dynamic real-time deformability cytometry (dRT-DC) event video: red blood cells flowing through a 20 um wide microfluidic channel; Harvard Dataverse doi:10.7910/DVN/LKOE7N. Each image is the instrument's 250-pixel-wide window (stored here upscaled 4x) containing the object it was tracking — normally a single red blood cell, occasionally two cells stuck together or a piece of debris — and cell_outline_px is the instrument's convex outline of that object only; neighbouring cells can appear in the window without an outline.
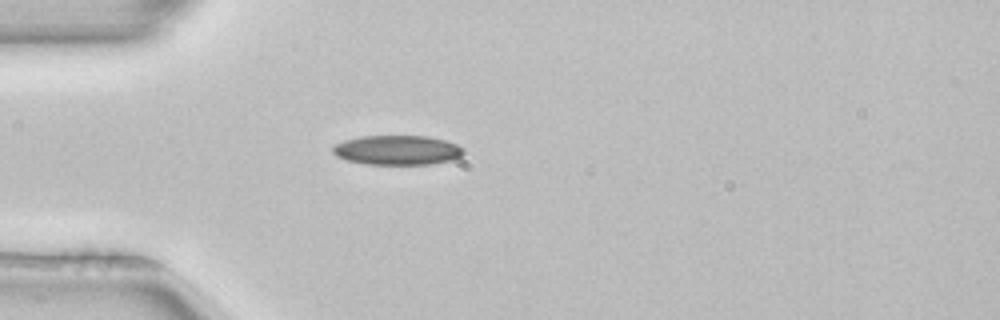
{"species": "common noctule bat (a hibernating species)", "species_latin": "Nyctalus noctula", "temperature_condition": "room temperature", "stored_images_in_passage": 3, "camera_frame_rate_fps": 3000, "um_per_image_px": 0.085, "animal": {"sex": "female", "body_mass_g": 22.7, "forearm_length_mm": 54.2}, "frame": {"image": 1, "passage_image": 3, "time_ms": 0.667, "image_size_px": [1000, 320], "cell_outline_px": [[464, 152], [460, 156], [452, 160], [432, 164], [364, 164], [344, 160], [336, 156], [332, 152], [332, 148], [336, 144], [344, 140], [360, 136], [428, 136], [444, 140], [456, 144], [464, 148]], "centroid_in_image_um": [33.74, 12.76], "position_along_channel_um": 51.3, "area_um2": 22.66}}